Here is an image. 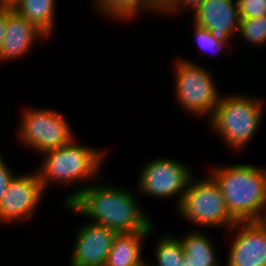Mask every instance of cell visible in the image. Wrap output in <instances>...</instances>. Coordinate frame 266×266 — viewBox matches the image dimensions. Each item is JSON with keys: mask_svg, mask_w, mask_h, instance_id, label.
I'll return each instance as SVG.
<instances>
[{"mask_svg": "<svg viewBox=\"0 0 266 266\" xmlns=\"http://www.w3.org/2000/svg\"><path fill=\"white\" fill-rule=\"evenodd\" d=\"M193 18L194 24L208 29L219 41H230L240 24L237 1L233 0H205Z\"/></svg>", "mask_w": 266, "mask_h": 266, "instance_id": "obj_12", "label": "cell"}, {"mask_svg": "<svg viewBox=\"0 0 266 266\" xmlns=\"http://www.w3.org/2000/svg\"><path fill=\"white\" fill-rule=\"evenodd\" d=\"M94 2L100 14L115 20L133 19L141 10L152 11L144 0H94Z\"/></svg>", "mask_w": 266, "mask_h": 266, "instance_id": "obj_17", "label": "cell"}, {"mask_svg": "<svg viewBox=\"0 0 266 266\" xmlns=\"http://www.w3.org/2000/svg\"><path fill=\"white\" fill-rule=\"evenodd\" d=\"M240 19H252L266 15V0H236Z\"/></svg>", "mask_w": 266, "mask_h": 266, "instance_id": "obj_21", "label": "cell"}, {"mask_svg": "<svg viewBox=\"0 0 266 266\" xmlns=\"http://www.w3.org/2000/svg\"><path fill=\"white\" fill-rule=\"evenodd\" d=\"M175 62L176 100L185 111L197 116L208 114L210 119L221 98L211 72L191 60Z\"/></svg>", "mask_w": 266, "mask_h": 266, "instance_id": "obj_6", "label": "cell"}, {"mask_svg": "<svg viewBox=\"0 0 266 266\" xmlns=\"http://www.w3.org/2000/svg\"><path fill=\"white\" fill-rule=\"evenodd\" d=\"M155 259L156 266H181L183 264L184 249L179 238L163 236L156 243ZM148 266H155L150 265Z\"/></svg>", "mask_w": 266, "mask_h": 266, "instance_id": "obj_18", "label": "cell"}, {"mask_svg": "<svg viewBox=\"0 0 266 266\" xmlns=\"http://www.w3.org/2000/svg\"><path fill=\"white\" fill-rule=\"evenodd\" d=\"M210 176L219 185L229 214L237 222L262 219L266 209V169L252 164L218 166Z\"/></svg>", "mask_w": 266, "mask_h": 266, "instance_id": "obj_2", "label": "cell"}, {"mask_svg": "<svg viewBox=\"0 0 266 266\" xmlns=\"http://www.w3.org/2000/svg\"><path fill=\"white\" fill-rule=\"evenodd\" d=\"M194 26V39L198 43L201 52L211 51L215 53L216 51H221L225 44H227L226 42H230L216 40L208 29L197 26L196 24Z\"/></svg>", "mask_w": 266, "mask_h": 266, "instance_id": "obj_20", "label": "cell"}, {"mask_svg": "<svg viewBox=\"0 0 266 266\" xmlns=\"http://www.w3.org/2000/svg\"><path fill=\"white\" fill-rule=\"evenodd\" d=\"M15 175L16 174H13L12 170L7 166L0 153V200Z\"/></svg>", "mask_w": 266, "mask_h": 266, "instance_id": "obj_22", "label": "cell"}, {"mask_svg": "<svg viewBox=\"0 0 266 266\" xmlns=\"http://www.w3.org/2000/svg\"><path fill=\"white\" fill-rule=\"evenodd\" d=\"M7 23V7H0V49L4 39Z\"/></svg>", "mask_w": 266, "mask_h": 266, "instance_id": "obj_25", "label": "cell"}, {"mask_svg": "<svg viewBox=\"0 0 266 266\" xmlns=\"http://www.w3.org/2000/svg\"><path fill=\"white\" fill-rule=\"evenodd\" d=\"M122 232L117 233L110 252L108 254L105 266H135L148 265L142 258L143 239L149 238L153 232Z\"/></svg>", "mask_w": 266, "mask_h": 266, "instance_id": "obj_14", "label": "cell"}, {"mask_svg": "<svg viewBox=\"0 0 266 266\" xmlns=\"http://www.w3.org/2000/svg\"><path fill=\"white\" fill-rule=\"evenodd\" d=\"M147 6L152 10L164 14L175 2V0H144Z\"/></svg>", "mask_w": 266, "mask_h": 266, "instance_id": "obj_24", "label": "cell"}, {"mask_svg": "<svg viewBox=\"0 0 266 266\" xmlns=\"http://www.w3.org/2000/svg\"><path fill=\"white\" fill-rule=\"evenodd\" d=\"M55 3V0H19L13 9L49 37L55 26Z\"/></svg>", "mask_w": 266, "mask_h": 266, "instance_id": "obj_15", "label": "cell"}, {"mask_svg": "<svg viewBox=\"0 0 266 266\" xmlns=\"http://www.w3.org/2000/svg\"><path fill=\"white\" fill-rule=\"evenodd\" d=\"M234 229L239 232L231 242L227 266H266V226L260 221L236 222L229 230Z\"/></svg>", "mask_w": 266, "mask_h": 266, "instance_id": "obj_10", "label": "cell"}, {"mask_svg": "<svg viewBox=\"0 0 266 266\" xmlns=\"http://www.w3.org/2000/svg\"><path fill=\"white\" fill-rule=\"evenodd\" d=\"M169 158H157L147 162L138 179L139 193L157 198H172L177 195L178 204L193 177L190 167Z\"/></svg>", "mask_w": 266, "mask_h": 266, "instance_id": "obj_8", "label": "cell"}, {"mask_svg": "<svg viewBox=\"0 0 266 266\" xmlns=\"http://www.w3.org/2000/svg\"><path fill=\"white\" fill-rule=\"evenodd\" d=\"M66 198L64 205L68 210L117 233L150 232L153 228V222L140 209L135 194L126 188L89 183Z\"/></svg>", "mask_w": 266, "mask_h": 266, "instance_id": "obj_1", "label": "cell"}, {"mask_svg": "<svg viewBox=\"0 0 266 266\" xmlns=\"http://www.w3.org/2000/svg\"><path fill=\"white\" fill-rule=\"evenodd\" d=\"M181 266H197V265H195L194 263H192L189 260H187V256L184 255L183 264H181Z\"/></svg>", "mask_w": 266, "mask_h": 266, "instance_id": "obj_27", "label": "cell"}, {"mask_svg": "<svg viewBox=\"0 0 266 266\" xmlns=\"http://www.w3.org/2000/svg\"><path fill=\"white\" fill-rule=\"evenodd\" d=\"M44 191L37 172L15 175L0 200V222L30 220Z\"/></svg>", "mask_w": 266, "mask_h": 266, "instance_id": "obj_9", "label": "cell"}, {"mask_svg": "<svg viewBox=\"0 0 266 266\" xmlns=\"http://www.w3.org/2000/svg\"><path fill=\"white\" fill-rule=\"evenodd\" d=\"M117 232L90 222L79 227L70 266H105Z\"/></svg>", "mask_w": 266, "mask_h": 266, "instance_id": "obj_11", "label": "cell"}, {"mask_svg": "<svg viewBox=\"0 0 266 266\" xmlns=\"http://www.w3.org/2000/svg\"><path fill=\"white\" fill-rule=\"evenodd\" d=\"M42 154L46 158L37 173L44 190L52 182L71 185L84 180L92 181L97 177L98 171L100 172L106 155L100 149L81 146L74 138L69 143Z\"/></svg>", "mask_w": 266, "mask_h": 266, "instance_id": "obj_3", "label": "cell"}, {"mask_svg": "<svg viewBox=\"0 0 266 266\" xmlns=\"http://www.w3.org/2000/svg\"><path fill=\"white\" fill-rule=\"evenodd\" d=\"M18 128L22 144L44 153L69 143L75 136L63 114L53 109L29 108Z\"/></svg>", "mask_w": 266, "mask_h": 266, "instance_id": "obj_7", "label": "cell"}, {"mask_svg": "<svg viewBox=\"0 0 266 266\" xmlns=\"http://www.w3.org/2000/svg\"><path fill=\"white\" fill-rule=\"evenodd\" d=\"M19 0H0V7L13 8Z\"/></svg>", "mask_w": 266, "mask_h": 266, "instance_id": "obj_26", "label": "cell"}, {"mask_svg": "<svg viewBox=\"0 0 266 266\" xmlns=\"http://www.w3.org/2000/svg\"><path fill=\"white\" fill-rule=\"evenodd\" d=\"M225 96H221L214 108L209 126L230 149L240 150L258 131L264 103L248 96L231 93Z\"/></svg>", "mask_w": 266, "mask_h": 266, "instance_id": "obj_4", "label": "cell"}, {"mask_svg": "<svg viewBox=\"0 0 266 266\" xmlns=\"http://www.w3.org/2000/svg\"><path fill=\"white\" fill-rule=\"evenodd\" d=\"M191 178L178 205L184 219L199 226L231 228L237 221L229 214L219 185L211 177Z\"/></svg>", "mask_w": 266, "mask_h": 266, "instance_id": "obj_5", "label": "cell"}, {"mask_svg": "<svg viewBox=\"0 0 266 266\" xmlns=\"http://www.w3.org/2000/svg\"><path fill=\"white\" fill-rule=\"evenodd\" d=\"M47 36L32 22L21 16L13 8L7 7V23L0 49V61H10L28 54L35 41Z\"/></svg>", "mask_w": 266, "mask_h": 266, "instance_id": "obj_13", "label": "cell"}, {"mask_svg": "<svg viewBox=\"0 0 266 266\" xmlns=\"http://www.w3.org/2000/svg\"><path fill=\"white\" fill-rule=\"evenodd\" d=\"M260 222H262L266 226V209Z\"/></svg>", "mask_w": 266, "mask_h": 266, "instance_id": "obj_28", "label": "cell"}, {"mask_svg": "<svg viewBox=\"0 0 266 266\" xmlns=\"http://www.w3.org/2000/svg\"><path fill=\"white\" fill-rule=\"evenodd\" d=\"M187 260L197 266H220L216 249L209 236L197 231L190 232L180 239ZM216 257V258H215Z\"/></svg>", "mask_w": 266, "mask_h": 266, "instance_id": "obj_16", "label": "cell"}, {"mask_svg": "<svg viewBox=\"0 0 266 266\" xmlns=\"http://www.w3.org/2000/svg\"><path fill=\"white\" fill-rule=\"evenodd\" d=\"M205 0H175V2L172 4V6L165 12V14H176L179 12V10L182 11L189 9L193 12L199 7L201 3H203ZM180 8V9H179Z\"/></svg>", "mask_w": 266, "mask_h": 266, "instance_id": "obj_23", "label": "cell"}, {"mask_svg": "<svg viewBox=\"0 0 266 266\" xmlns=\"http://www.w3.org/2000/svg\"><path fill=\"white\" fill-rule=\"evenodd\" d=\"M238 34L251 45L266 43V15L252 19H240Z\"/></svg>", "mask_w": 266, "mask_h": 266, "instance_id": "obj_19", "label": "cell"}]
</instances>
